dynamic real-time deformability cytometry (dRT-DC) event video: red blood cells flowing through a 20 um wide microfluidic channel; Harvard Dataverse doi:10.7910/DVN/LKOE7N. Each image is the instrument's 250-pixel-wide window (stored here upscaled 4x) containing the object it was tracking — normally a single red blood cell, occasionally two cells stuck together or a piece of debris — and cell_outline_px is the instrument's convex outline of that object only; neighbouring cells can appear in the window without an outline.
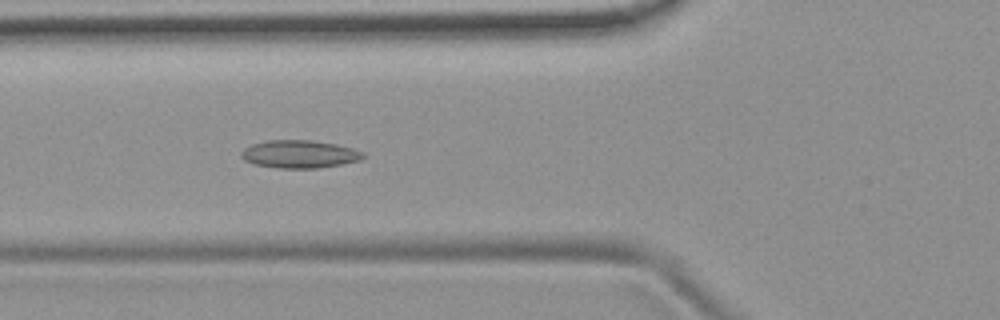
{"species": "common noctule bat (a hibernating species)", "species_latin": "Nyctalus noctula", "temperature_condition": "room temperature", "stored_images_in_passage": 49, "camera_frame_rate_fps": 3000, "um_per_image_px": 0.085, "animal": {"sex": "female", "body_mass_g": 19.9}, "frame": {"image": 1, "passage_image": 15, "time_ms": 4.667, "image_size_px": [1000, 320], "cell_outline_px": [[368, 156], [360, 160], [340, 164], [316, 168], [276, 168], [252, 164], [244, 160], [240, 156], [240, 152], [244, 148], [252, 144], [268, 140], [312, 140], [336, 144], [352, 148], [364, 152]], "centroid_in_image_um": [25.44, 13.1], "position_along_channel_um": 100.4, "area_um2": 19.94}, "authors_computed_cell_mechanics": {"area_um2": 18.4382, "velocity_mm_per_s": 3.7741, "shape_relaxation_time_tau1_ms": null, "shape_relaxation_time_tau2_ms": 3.1801, "deformation_change_tau1": null, "deformation_change_tau2": 0.1018}}